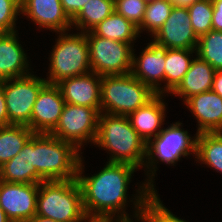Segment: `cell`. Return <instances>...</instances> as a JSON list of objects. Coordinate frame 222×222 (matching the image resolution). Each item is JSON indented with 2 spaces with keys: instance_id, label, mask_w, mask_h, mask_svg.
<instances>
[{
  "instance_id": "obj_1",
  "label": "cell",
  "mask_w": 222,
  "mask_h": 222,
  "mask_svg": "<svg viewBox=\"0 0 222 222\" xmlns=\"http://www.w3.org/2000/svg\"><path fill=\"white\" fill-rule=\"evenodd\" d=\"M83 159L79 163L77 181L82 191L83 208L90 222L133 221L125 208L128 185L138 168L127 163L107 162L100 172L85 177L82 175Z\"/></svg>"
},
{
  "instance_id": "obj_2",
  "label": "cell",
  "mask_w": 222,
  "mask_h": 222,
  "mask_svg": "<svg viewBox=\"0 0 222 222\" xmlns=\"http://www.w3.org/2000/svg\"><path fill=\"white\" fill-rule=\"evenodd\" d=\"M94 145L108 150V162L127 163L143 168L146 158V145L127 116L99 114L98 132Z\"/></svg>"
},
{
  "instance_id": "obj_3",
  "label": "cell",
  "mask_w": 222,
  "mask_h": 222,
  "mask_svg": "<svg viewBox=\"0 0 222 222\" xmlns=\"http://www.w3.org/2000/svg\"><path fill=\"white\" fill-rule=\"evenodd\" d=\"M81 157L74 145L51 134L32 136V165L46 181L77 179Z\"/></svg>"
},
{
  "instance_id": "obj_4",
  "label": "cell",
  "mask_w": 222,
  "mask_h": 222,
  "mask_svg": "<svg viewBox=\"0 0 222 222\" xmlns=\"http://www.w3.org/2000/svg\"><path fill=\"white\" fill-rule=\"evenodd\" d=\"M36 215L57 222H90L83 208L82 191L77 179L41 182Z\"/></svg>"
},
{
  "instance_id": "obj_5",
  "label": "cell",
  "mask_w": 222,
  "mask_h": 222,
  "mask_svg": "<svg viewBox=\"0 0 222 222\" xmlns=\"http://www.w3.org/2000/svg\"><path fill=\"white\" fill-rule=\"evenodd\" d=\"M101 113L128 116L157 94L131 73L101 76Z\"/></svg>"
},
{
  "instance_id": "obj_6",
  "label": "cell",
  "mask_w": 222,
  "mask_h": 222,
  "mask_svg": "<svg viewBox=\"0 0 222 222\" xmlns=\"http://www.w3.org/2000/svg\"><path fill=\"white\" fill-rule=\"evenodd\" d=\"M181 124L180 122L172 123L167 128H163L156 137L147 142L144 167L146 170H149L145 174L148 177L145 181L154 191H157L154 188L153 180H155L156 164L159 160L175 166L182 156L187 157L192 153L193 156H196L197 135L193 139L187 130L180 128Z\"/></svg>"
},
{
  "instance_id": "obj_7",
  "label": "cell",
  "mask_w": 222,
  "mask_h": 222,
  "mask_svg": "<svg viewBox=\"0 0 222 222\" xmlns=\"http://www.w3.org/2000/svg\"><path fill=\"white\" fill-rule=\"evenodd\" d=\"M59 37L49 58L47 83L57 84L63 79L80 76L92 71L86 34L58 32Z\"/></svg>"
},
{
  "instance_id": "obj_8",
  "label": "cell",
  "mask_w": 222,
  "mask_h": 222,
  "mask_svg": "<svg viewBox=\"0 0 222 222\" xmlns=\"http://www.w3.org/2000/svg\"><path fill=\"white\" fill-rule=\"evenodd\" d=\"M90 55L92 72L100 76L125 75L131 73L132 45L103 38L92 31L85 32Z\"/></svg>"
},
{
  "instance_id": "obj_9",
  "label": "cell",
  "mask_w": 222,
  "mask_h": 222,
  "mask_svg": "<svg viewBox=\"0 0 222 222\" xmlns=\"http://www.w3.org/2000/svg\"><path fill=\"white\" fill-rule=\"evenodd\" d=\"M99 114L93 107L66 103L56 127L49 134L71 143L80 151L83 143H95Z\"/></svg>"
},
{
  "instance_id": "obj_10",
  "label": "cell",
  "mask_w": 222,
  "mask_h": 222,
  "mask_svg": "<svg viewBox=\"0 0 222 222\" xmlns=\"http://www.w3.org/2000/svg\"><path fill=\"white\" fill-rule=\"evenodd\" d=\"M47 84L45 78L32 75L3 80L9 123L25 125L31 129L33 105L40 90Z\"/></svg>"
},
{
  "instance_id": "obj_11",
  "label": "cell",
  "mask_w": 222,
  "mask_h": 222,
  "mask_svg": "<svg viewBox=\"0 0 222 222\" xmlns=\"http://www.w3.org/2000/svg\"><path fill=\"white\" fill-rule=\"evenodd\" d=\"M39 184L0 180V205L11 222H27L36 215Z\"/></svg>"
},
{
  "instance_id": "obj_12",
  "label": "cell",
  "mask_w": 222,
  "mask_h": 222,
  "mask_svg": "<svg viewBox=\"0 0 222 222\" xmlns=\"http://www.w3.org/2000/svg\"><path fill=\"white\" fill-rule=\"evenodd\" d=\"M153 37L152 40L167 49H196L199 38L193 30L188 8L180 7H173Z\"/></svg>"
},
{
  "instance_id": "obj_13",
  "label": "cell",
  "mask_w": 222,
  "mask_h": 222,
  "mask_svg": "<svg viewBox=\"0 0 222 222\" xmlns=\"http://www.w3.org/2000/svg\"><path fill=\"white\" fill-rule=\"evenodd\" d=\"M134 52L133 50L131 74L156 94H162L161 82L165 81L167 48L151 40L139 57Z\"/></svg>"
},
{
  "instance_id": "obj_14",
  "label": "cell",
  "mask_w": 222,
  "mask_h": 222,
  "mask_svg": "<svg viewBox=\"0 0 222 222\" xmlns=\"http://www.w3.org/2000/svg\"><path fill=\"white\" fill-rule=\"evenodd\" d=\"M65 104L59 87L47 83L33 105L31 130L49 134L56 127Z\"/></svg>"
},
{
  "instance_id": "obj_15",
  "label": "cell",
  "mask_w": 222,
  "mask_h": 222,
  "mask_svg": "<svg viewBox=\"0 0 222 222\" xmlns=\"http://www.w3.org/2000/svg\"><path fill=\"white\" fill-rule=\"evenodd\" d=\"M65 103L93 107L101 112V76L90 72L61 80L56 84Z\"/></svg>"
},
{
  "instance_id": "obj_16",
  "label": "cell",
  "mask_w": 222,
  "mask_h": 222,
  "mask_svg": "<svg viewBox=\"0 0 222 222\" xmlns=\"http://www.w3.org/2000/svg\"><path fill=\"white\" fill-rule=\"evenodd\" d=\"M21 13L43 29L68 32L72 20L64 12L60 0H20Z\"/></svg>"
},
{
  "instance_id": "obj_17",
  "label": "cell",
  "mask_w": 222,
  "mask_h": 222,
  "mask_svg": "<svg viewBox=\"0 0 222 222\" xmlns=\"http://www.w3.org/2000/svg\"><path fill=\"white\" fill-rule=\"evenodd\" d=\"M184 104L197 119L195 135L222 132V97L212 90L190 97Z\"/></svg>"
},
{
  "instance_id": "obj_18",
  "label": "cell",
  "mask_w": 222,
  "mask_h": 222,
  "mask_svg": "<svg viewBox=\"0 0 222 222\" xmlns=\"http://www.w3.org/2000/svg\"><path fill=\"white\" fill-rule=\"evenodd\" d=\"M16 32L0 33V80L20 78L30 73L27 53Z\"/></svg>"
},
{
  "instance_id": "obj_19",
  "label": "cell",
  "mask_w": 222,
  "mask_h": 222,
  "mask_svg": "<svg viewBox=\"0 0 222 222\" xmlns=\"http://www.w3.org/2000/svg\"><path fill=\"white\" fill-rule=\"evenodd\" d=\"M162 98H165L164 95L157 94L146 105L127 116L131 126L146 143L163 129L161 126L165 122L166 103Z\"/></svg>"
},
{
  "instance_id": "obj_20",
  "label": "cell",
  "mask_w": 222,
  "mask_h": 222,
  "mask_svg": "<svg viewBox=\"0 0 222 222\" xmlns=\"http://www.w3.org/2000/svg\"><path fill=\"white\" fill-rule=\"evenodd\" d=\"M140 188L137 190V195L134 196V215L140 222H187L175 216L165 205L161 202L158 197V192L152 190L146 183H142Z\"/></svg>"
},
{
  "instance_id": "obj_21",
  "label": "cell",
  "mask_w": 222,
  "mask_h": 222,
  "mask_svg": "<svg viewBox=\"0 0 222 222\" xmlns=\"http://www.w3.org/2000/svg\"><path fill=\"white\" fill-rule=\"evenodd\" d=\"M32 164L31 137L15 157L0 167V180L22 184H40L46 181Z\"/></svg>"
},
{
  "instance_id": "obj_22",
  "label": "cell",
  "mask_w": 222,
  "mask_h": 222,
  "mask_svg": "<svg viewBox=\"0 0 222 222\" xmlns=\"http://www.w3.org/2000/svg\"><path fill=\"white\" fill-rule=\"evenodd\" d=\"M215 72L216 70L209 63L198 56L194 57L182 82L171 94L180 96L183 102H186L192 96L210 91Z\"/></svg>"
},
{
  "instance_id": "obj_23",
  "label": "cell",
  "mask_w": 222,
  "mask_h": 222,
  "mask_svg": "<svg viewBox=\"0 0 222 222\" xmlns=\"http://www.w3.org/2000/svg\"><path fill=\"white\" fill-rule=\"evenodd\" d=\"M193 53L196 54V49H167L164 67L166 85L162 88V95L171 94L182 82L190 68Z\"/></svg>"
},
{
  "instance_id": "obj_24",
  "label": "cell",
  "mask_w": 222,
  "mask_h": 222,
  "mask_svg": "<svg viewBox=\"0 0 222 222\" xmlns=\"http://www.w3.org/2000/svg\"><path fill=\"white\" fill-rule=\"evenodd\" d=\"M95 35L111 40L134 45L138 35V27L115 11L91 30Z\"/></svg>"
},
{
  "instance_id": "obj_25",
  "label": "cell",
  "mask_w": 222,
  "mask_h": 222,
  "mask_svg": "<svg viewBox=\"0 0 222 222\" xmlns=\"http://www.w3.org/2000/svg\"><path fill=\"white\" fill-rule=\"evenodd\" d=\"M35 133L25 125L0 127V167L15 157Z\"/></svg>"
},
{
  "instance_id": "obj_26",
  "label": "cell",
  "mask_w": 222,
  "mask_h": 222,
  "mask_svg": "<svg viewBox=\"0 0 222 222\" xmlns=\"http://www.w3.org/2000/svg\"><path fill=\"white\" fill-rule=\"evenodd\" d=\"M114 11V0H89L71 19L72 26L77 31L89 32Z\"/></svg>"
},
{
  "instance_id": "obj_27",
  "label": "cell",
  "mask_w": 222,
  "mask_h": 222,
  "mask_svg": "<svg viewBox=\"0 0 222 222\" xmlns=\"http://www.w3.org/2000/svg\"><path fill=\"white\" fill-rule=\"evenodd\" d=\"M195 158L222 174V132L197 134Z\"/></svg>"
},
{
  "instance_id": "obj_28",
  "label": "cell",
  "mask_w": 222,
  "mask_h": 222,
  "mask_svg": "<svg viewBox=\"0 0 222 222\" xmlns=\"http://www.w3.org/2000/svg\"><path fill=\"white\" fill-rule=\"evenodd\" d=\"M196 56L216 71L222 70V31L211 30L198 38Z\"/></svg>"
},
{
  "instance_id": "obj_29",
  "label": "cell",
  "mask_w": 222,
  "mask_h": 222,
  "mask_svg": "<svg viewBox=\"0 0 222 222\" xmlns=\"http://www.w3.org/2000/svg\"><path fill=\"white\" fill-rule=\"evenodd\" d=\"M173 7L169 0H156L147 3L144 18L138 27V32L141 34L142 30H146L151 33V36H154L169 17Z\"/></svg>"
},
{
  "instance_id": "obj_30",
  "label": "cell",
  "mask_w": 222,
  "mask_h": 222,
  "mask_svg": "<svg viewBox=\"0 0 222 222\" xmlns=\"http://www.w3.org/2000/svg\"><path fill=\"white\" fill-rule=\"evenodd\" d=\"M194 32L198 37L212 30V0H198L188 8Z\"/></svg>"
},
{
  "instance_id": "obj_31",
  "label": "cell",
  "mask_w": 222,
  "mask_h": 222,
  "mask_svg": "<svg viewBox=\"0 0 222 222\" xmlns=\"http://www.w3.org/2000/svg\"><path fill=\"white\" fill-rule=\"evenodd\" d=\"M147 3L144 0H114L115 12L139 27L144 18Z\"/></svg>"
},
{
  "instance_id": "obj_32",
  "label": "cell",
  "mask_w": 222,
  "mask_h": 222,
  "mask_svg": "<svg viewBox=\"0 0 222 222\" xmlns=\"http://www.w3.org/2000/svg\"><path fill=\"white\" fill-rule=\"evenodd\" d=\"M19 13L20 0H0V33L17 31L16 20Z\"/></svg>"
},
{
  "instance_id": "obj_33",
  "label": "cell",
  "mask_w": 222,
  "mask_h": 222,
  "mask_svg": "<svg viewBox=\"0 0 222 222\" xmlns=\"http://www.w3.org/2000/svg\"><path fill=\"white\" fill-rule=\"evenodd\" d=\"M64 12L72 19L89 0H60Z\"/></svg>"
},
{
  "instance_id": "obj_34",
  "label": "cell",
  "mask_w": 222,
  "mask_h": 222,
  "mask_svg": "<svg viewBox=\"0 0 222 222\" xmlns=\"http://www.w3.org/2000/svg\"><path fill=\"white\" fill-rule=\"evenodd\" d=\"M212 30L222 31V0H212Z\"/></svg>"
},
{
  "instance_id": "obj_35",
  "label": "cell",
  "mask_w": 222,
  "mask_h": 222,
  "mask_svg": "<svg viewBox=\"0 0 222 222\" xmlns=\"http://www.w3.org/2000/svg\"><path fill=\"white\" fill-rule=\"evenodd\" d=\"M11 125L6 109L5 95L3 89V80H0V127Z\"/></svg>"
},
{
  "instance_id": "obj_36",
  "label": "cell",
  "mask_w": 222,
  "mask_h": 222,
  "mask_svg": "<svg viewBox=\"0 0 222 222\" xmlns=\"http://www.w3.org/2000/svg\"><path fill=\"white\" fill-rule=\"evenodd\" d=\"M211 90L222 97V70L215 72Z\"/></svg>"
},
{
  "instance_id": "obj_37",
  "label": "cell",
  "mask_w": 222,
  "mask_h": 222,
  "mask_svg": "<svg viewBox=\"0 0 222 222\" xmlns=\"http://www.w3.org/2000/svg\"><path fill=\"white\" fill-rule=\"evenodd\" d=\"M174 7L189 8L198 0H169Z\"/></svg>"
},
{
  "instance_id": "obj_38",
  "label": "cell",
  "mask_w": 222,
  "mask_h": 222,
  "mask_svg": "<svg viewBox=\"0 0 222 222\" xmlns=\"http://www.w3.org/2000/svg\"><path fill=\"white\" fill-rule=\"evenodd\" d=\"M27 222H57V221L52 220L50 218L40 217L38 215H35L32 219L28 220Z\"/></svg>"
},
{
  "instance_id": "obj_39",
  "label": "cell",
  "mask_w": 222,
  "mask_h": 222,
  "mask_svg": "<svg viewBox=\"0 0 222 222\" xmlns=\"http://www.w3.org/2000/svg\"><path fill=\"white\" fill-rule=\"evenodd\" d=\"M0 222H11L0 205Z\"/></svg>"
},
{
  "instance_id": "obj_40",
  "label": "cell",
  "mask_w": 222,
  "mask_h": 222,
  "mask_svg": "<svg viewBox=\"0 0 222 222\" xmlns=\"http://www.w3.org/2000/svg\"><path fill=\"white\" fill-rule=\"evenodd\" d=\"M146 3L154 2L156 0H144Z\"/></svg>"
}]
</instances>
